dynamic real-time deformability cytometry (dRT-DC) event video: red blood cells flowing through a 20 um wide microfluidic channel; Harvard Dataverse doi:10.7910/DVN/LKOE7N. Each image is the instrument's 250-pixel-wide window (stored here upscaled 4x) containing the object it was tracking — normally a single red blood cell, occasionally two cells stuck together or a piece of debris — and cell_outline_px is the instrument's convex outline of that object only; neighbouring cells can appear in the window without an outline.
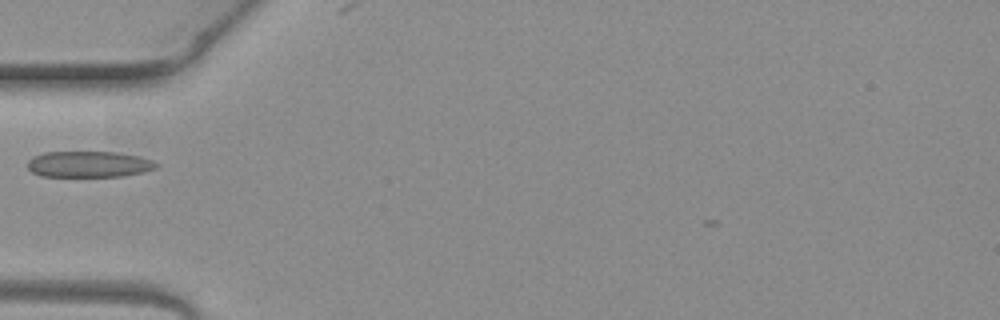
{"species": "common noctule bat (a hibernating species)", "species_latin": "Nyctalus noctula", "temperature_condition": "warm", "stored_images_in_passage": 3, "camera_frame_rate_fps": 3000, "um_per_image_px": 0.085, "animal": {"sex": "female", "body_mass_g": 19.3, "forearm_length_mm": 54.1}, "frame": {"image": 1, "passage_image": 2, "time_ms": 0.333, "image_size_px": [1000, 320], "cell_outline_px": [[160, 164], [156, 168], [144, 172], [124, 176], [40, 176], [32, 172], [28, 168], [28, 160], [32, 156], [44, 152], [116, 152], [140, 156], [152, 160]], "centroid_in_image_um": [7.57, 13.95], "position_along_channel_um": 77.4, "area_um2": 19.71}}
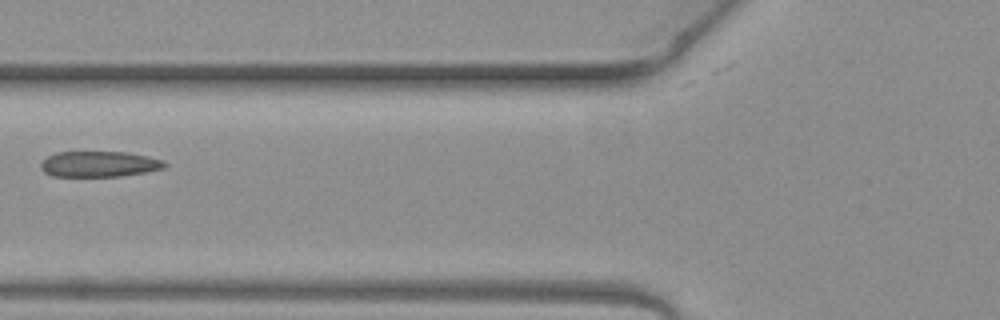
{"frame": {"image": 2, "passage_image": 3, "time_ms": 0.667, "image_size_px": [1000, 320], "cell_outline_px": [[168, 164], [164, 168], [144, 172], [120, 176], [52, 176], [44, 172], [40, 168], [40, 164], [48, 156], [56, 152], [128, 152], [148, 156], [164, 160]], "centroid_in_image_um": [8.44, 13.94], "position_along_channel_um": 117.4, "area_um2": 18.55}}